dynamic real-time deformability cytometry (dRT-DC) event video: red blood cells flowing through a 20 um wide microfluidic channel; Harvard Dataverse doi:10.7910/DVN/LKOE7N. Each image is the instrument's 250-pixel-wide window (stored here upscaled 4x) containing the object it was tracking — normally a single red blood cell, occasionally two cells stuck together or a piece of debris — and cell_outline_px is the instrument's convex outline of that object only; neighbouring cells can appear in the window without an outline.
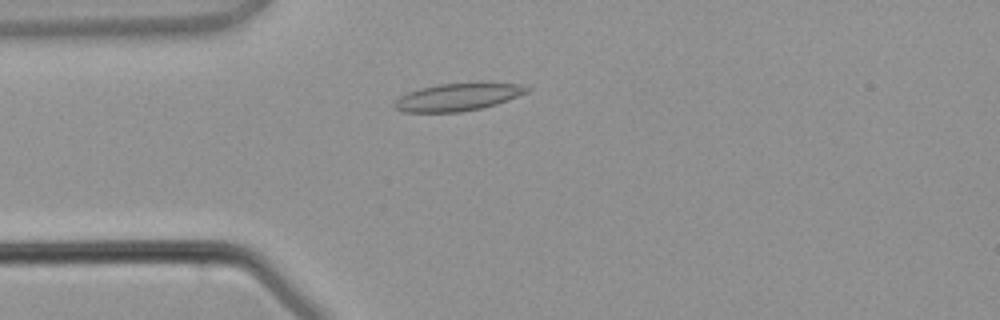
{"species": "common noctule bat (a hibernating species)", "species_latin": "Nyctalus noctula", "temperature_condition": "warm", "stored_images_in_passage": 3, "camera_frame_rate_fps": 3000, "um_per_image_px": 0.085, "animal": {"sex": "male", "body_mass_g": 21.5, "forearm_length_mm": 52.0}, "frame": {"image": 1, "passage_image": 3, "time_ms": 2.333, "image_size_px": [1000, 320], "cell_outline_px": [[532, 88], [528, 92], [496, 104], [480, 108], [460, 112], [404, 112], [396, 108], [392, 104], [400, 96], [408, 92], [420, 88], [440, 84], [480, 80], [520, 84]], "centroid_in_image_um": [38.98, 8.2], "position_along_channel_um": 46.0, "area_um2": 21.85}}